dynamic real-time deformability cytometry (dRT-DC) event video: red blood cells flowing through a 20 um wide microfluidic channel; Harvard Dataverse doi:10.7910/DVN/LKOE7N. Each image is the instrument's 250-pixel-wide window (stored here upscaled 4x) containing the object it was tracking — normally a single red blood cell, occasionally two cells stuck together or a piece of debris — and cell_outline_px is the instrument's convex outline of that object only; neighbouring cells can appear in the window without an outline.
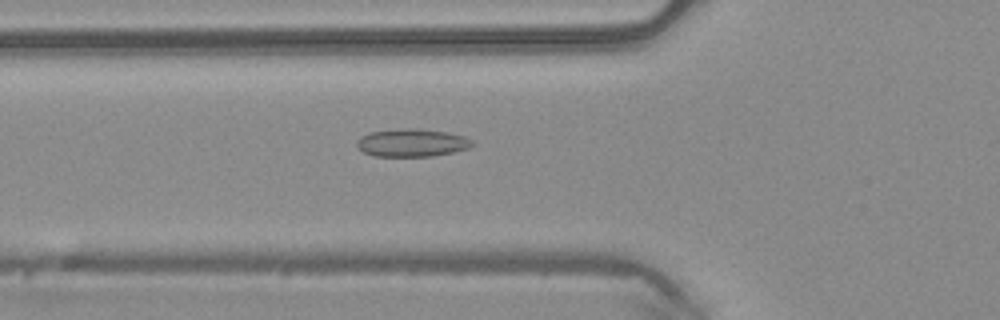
{"species": "common noctule bat (a hibernating species)", "species_latin": "Nyctalus noctula", "temperature_condition": "warm", "stored_images_in_passage": 5, "camera_frame_rate_fps": 3000, "um_per_image_px": 0.085, "animal": {"sex": "male", "body_mass_g": 20.4}, "frame": {"image": 1, "passage_image": 2, "time_ms": 0.333, "image_size_px": [1000, 320], "cell_outline_px": [[476, 144], [468, 148], [452, 152], [432, 156], [372, 156], [364, 152], [356, 144], [356, 140], [360, 136], [368, 132], [404, 128], [416, 128], [444, 132], [464, 136], [472, 140]], "centroid_in_image_um": [34.99, 12.13], "position_along_channel_um": 90.8, "area_um2": 18.73}}
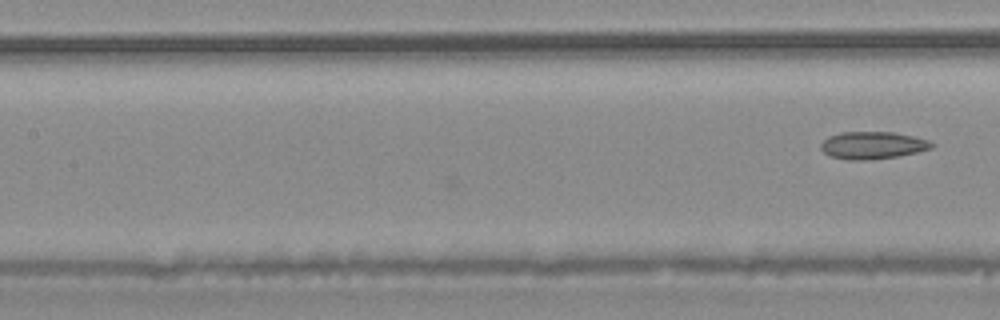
{"frame": {"image": 2, "passage_image": 5, "time_ms": 1.333, "image_size_px": [1000, 320], "cell_outline_px": [[932, 148], [900, 156], [868, 160], [848, 160], [832, 156], [824, 152], [820, 148], [820, 144], [828, 136], [840, 132], [892, 132], [912, 136], [928, 140], [932, 144]], "centroid_in_image_um": [74.14, 12.35], "position_along_channel_um": 133.3, "area_um2": 17.57}}